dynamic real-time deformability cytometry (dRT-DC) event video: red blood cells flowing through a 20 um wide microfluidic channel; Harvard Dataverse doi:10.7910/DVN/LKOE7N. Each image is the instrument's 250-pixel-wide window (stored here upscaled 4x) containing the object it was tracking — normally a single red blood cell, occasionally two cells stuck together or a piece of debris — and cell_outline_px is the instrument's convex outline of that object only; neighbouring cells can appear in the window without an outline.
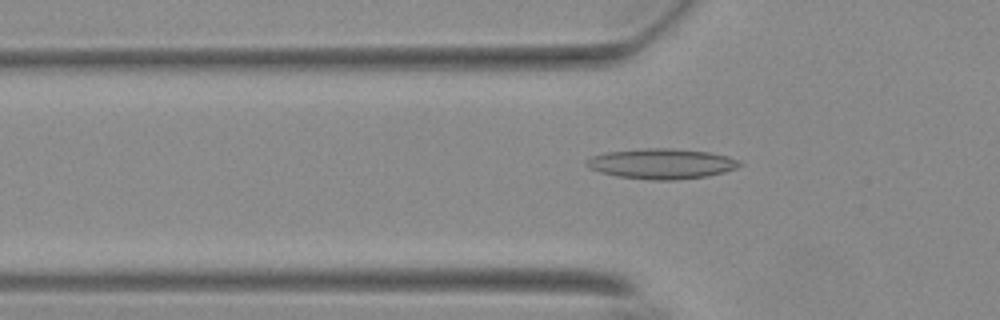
{"species": "Egyptian fruit bat (a non-hibernating species)", "species_latin": "Rousettus aegyptiacus", "temperature_condition": "warm", "stored_images_in_passage": 36, "camera_frame_rate_fps": 3000, "um_per_image_px": 0.085, "animal": {"sex": "female"}, "frame": {"image": 1, "passage_image": 5, "time_ms": 1.333, "image_size_px": [1000, 320], "cell_outline_px": [[744, 164], [736, 168], [724, 172], [708, 176], [676, 180], [652, 180], [620, 176], [600, 172], [588, 168], [584, 164], [584, 160], [592, 156], [604, 152], [644, 148], [672, 148], [708, 152], [728, 156], [740, 160]], "centroid_in_image_um": [56.23, 13.91], "position_along_channel_um": 69.6, "area_um2": 27.22}}
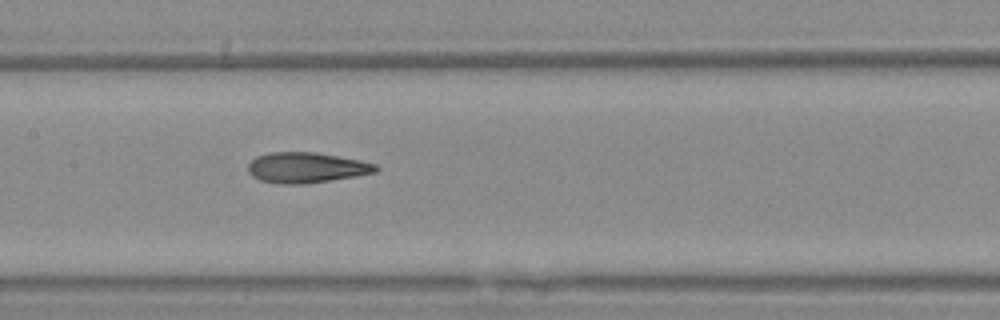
{"frame": {"image": 2, "passage_image": 14, "time_ms": 4.333, "image_size_px": [1000, 320], "cell_outline_px": [[380, 168], [376, 172], [356, 176], [304, 184], [284, 184], [260, 180], [252, 176], [248, 172], [248, 164], [256, 156], [268, 152], [316, 152], [360, 160], [376, 164]], "centroid_in_image_um": [26.04, 14.24], "position_along_channel_um": 181.4, "area_um2": 22.72}}
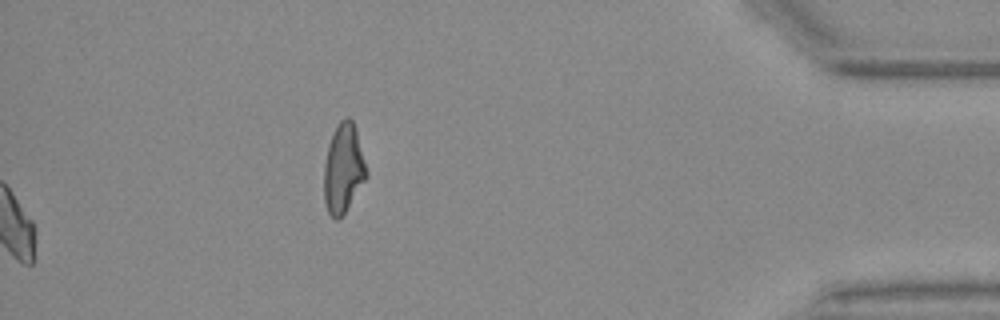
{"frame": {"image": 3, "passage_image": 36, "time_ms": 11.667, "image_size_px": [1000, 320], "cell_outline_px": [[368, 176], [344, 212], [336, 220], [328, 212], [324, 200], [324, 164], [328, 144], [340, 120], [344, 116], [348, 116], [352, 120], [356, 128], [368, 172]], "centroid_in_image_um": [29.19, 14.28], "position_along_channel_um": 406.0, "area_um2": 21.91}, "authors_computed_cell_mechanics": {"area_um2": 22.1952, "velocity_mm_per_s": 3.716, "shape_relaxation_time_tau1_ms": 9.1278, "shape_relaxation_time_tau2_ms": 2.532, "deformation_change_tau1": 0.2677, "deformation_change_tau2": 0.108}}